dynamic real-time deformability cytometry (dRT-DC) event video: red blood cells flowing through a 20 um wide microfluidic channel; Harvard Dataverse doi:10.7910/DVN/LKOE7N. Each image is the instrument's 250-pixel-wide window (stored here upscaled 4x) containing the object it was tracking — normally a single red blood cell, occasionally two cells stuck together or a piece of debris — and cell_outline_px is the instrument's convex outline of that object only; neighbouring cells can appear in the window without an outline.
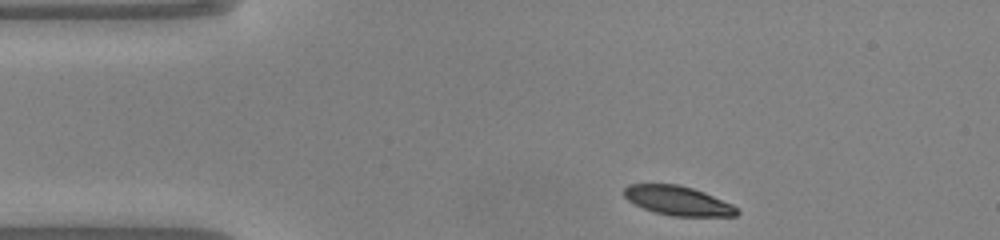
{"species": "common noctule bat (a hibernating species)", "species_latin": "Nyctalus noctula", "temperature_condition": "warm", "stored_images_in_passage": 42, "camera_frame_rate_fps": 3000, "um_per_image_px": 0.085, "animal": {"sex": "male", "body_mass_g": 20.0, "forearm_length_mm": 53.3}, "frame": {"image": 1, "passage_image": 1, "time_ms": 0.0, "image_size_px": [1000, 240], "cell_outline_px": [[740, 212], [736, 216], [672, 216], [656, 212], [644, 208], [628, 200], [624, 196], [624, 188], [628, 184], [676, 184], [692, 188], [704, 192], [732, 204]], "centroid_in_image_um": [57.63, 17.06], "position_along_channel_um": 27.4, "area_um2": 19.07}}
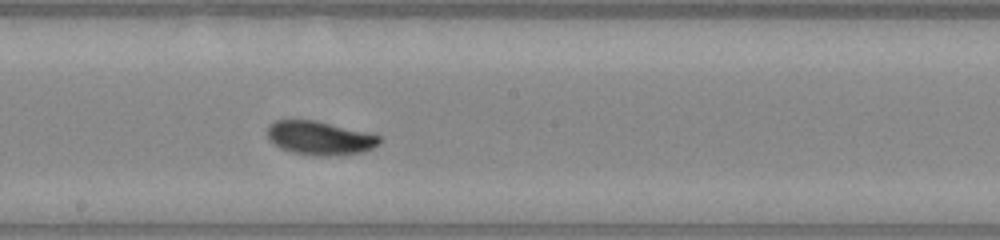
{"frame": {"image": 2, "passage_image": 19, "time_ms": 6.0, "image_size_px": [1000, 240], "cell_outline_px": [[384, 140], [380, 144], [364, 152], [336, 156], [316, 156], [292, 152], [280, 148], [268, 140], [268, 124], [276, 120], [312, 120], [368, 132], [380, 136]], "centroid_in_image_um": [27.21, 11.75], "position_along_channel_um": 221.0, "area_um2": 22.25}}
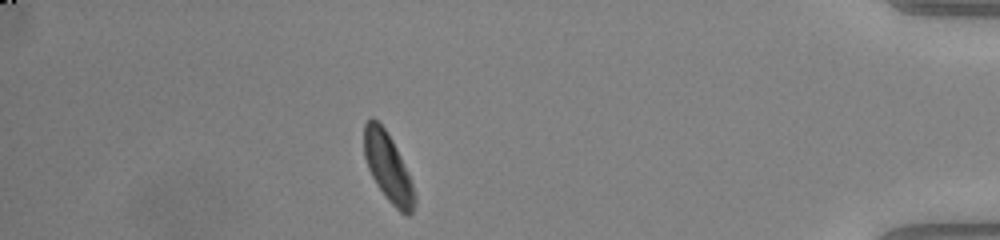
{"frame": {"image": 3, "passage_image": 36, "time_ms": 11.667, "image_size_px": [1000, 240], "cell_outline_px": [[416, 204], [412, 212], [408, 216], [404, 216], [384, 196], [376, 184], [368, 168], [364, 156], [364, 124], [372, 116], [384, 128], [392, 140], [408, 172], [416, 192]], "centroid_in_image_um": [33.0, 14.27], "position_along_channel_um": 402.2, "area_um2": 20.23}, "authors_computed_cell_mechanics": {"area_um2": 20.6635, "velocity_mm_per_s": 4.0786, "shape_relaxation_time_tau1_ms": 2.629, "shape_relaxation_time_tau2_ms": null, "deformation_change_tau1": 0.1687, "deformation_change_tau2": null}}